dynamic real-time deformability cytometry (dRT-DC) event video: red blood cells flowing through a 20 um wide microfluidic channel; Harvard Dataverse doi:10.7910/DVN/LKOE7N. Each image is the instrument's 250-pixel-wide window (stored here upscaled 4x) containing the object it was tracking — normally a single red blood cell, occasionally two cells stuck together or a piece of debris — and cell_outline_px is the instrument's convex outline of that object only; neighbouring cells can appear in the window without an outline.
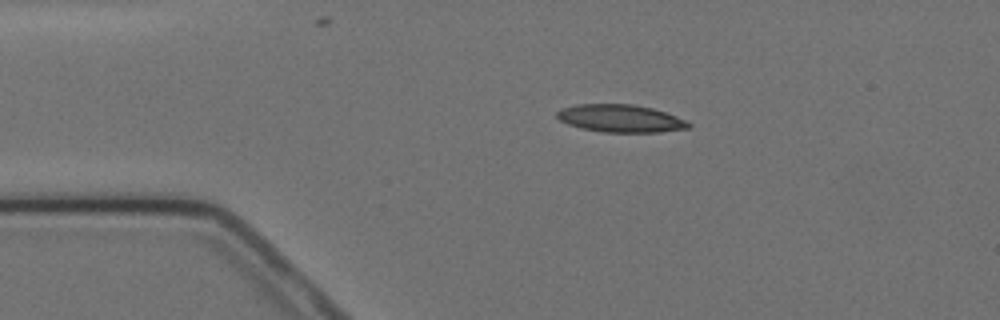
{"species": "Egyptian fruit bat (a non-hibernating species)", "species_latin": "Rousettus aegyptiacus", "temperature_condition": "cold", "stored_images_in_passage": 4, "camera_frame_rate_fps": 3000, "um_per_image_px": 0.085, "animal": {"sex": "female"}, "frame": {"image": 1, "passage_image": 2, "time_ms": 1.333, "image_size_px": [1000, 320], "cell_outline_px": [[692, 124], [688, 128], [660, 132], [604, 132], [580, 128], [568, 124], [560, 120], [556, 116], [556, 112], [560, 108], [576, 104], [632, 104], [652, 108], [676, 116]], "centroid_in_image_um": [52.7, 10.06], "position_along_channel_um": 32.3, "area_um2": 21.15}}
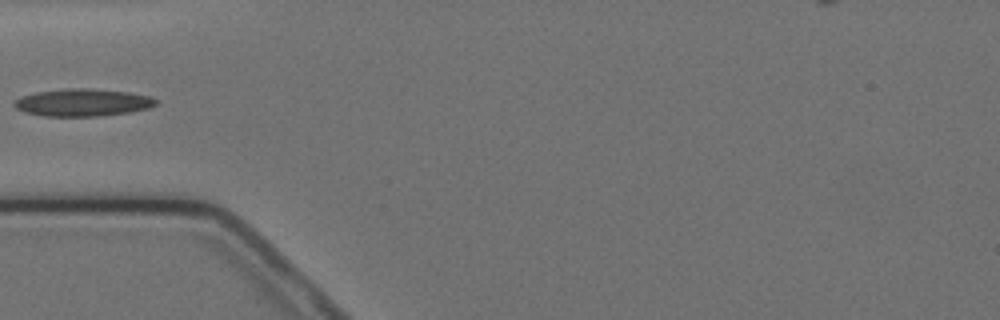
{"frame": {"image": 2, "passage_image": 4, "time_ms": 3.667, "image_size_px": [1000, 320], "cell_outline_px": [[160, 100], [156, 104], [148, 108], [128, 112], [100, 116], [44, 116], [24, 112], [16, 108], [12, 104], [20, 96], [36, 92], [64, 88], [92, 88], [128, 92], [152, 96]], "centroid_in_image_um": [7.03, 8.7], "position_along_channel_um": 78.0, "area_um2": 22.83}}